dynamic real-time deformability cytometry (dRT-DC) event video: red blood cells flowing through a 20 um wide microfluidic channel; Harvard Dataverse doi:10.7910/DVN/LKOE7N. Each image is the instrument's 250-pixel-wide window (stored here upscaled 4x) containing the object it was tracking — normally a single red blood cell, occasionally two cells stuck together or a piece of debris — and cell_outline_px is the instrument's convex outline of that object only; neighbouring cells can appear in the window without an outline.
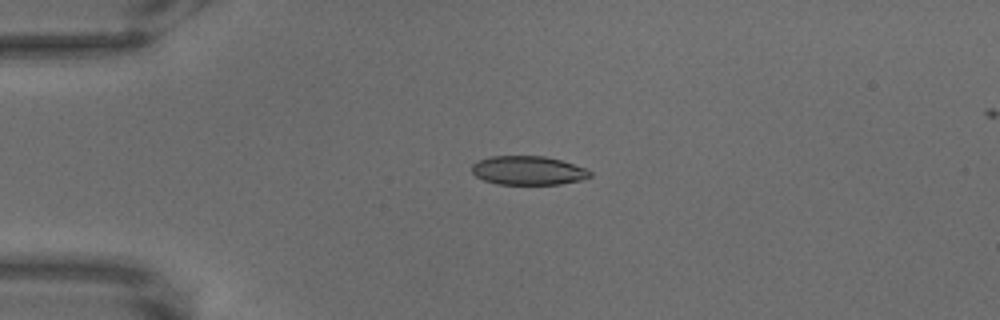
{"species": "common noctule bat (a hibernating species)", "species_latin": "Nyctalus noctula", "temperature_condition": "warm", "stored_images_in_passage": 52, "camera_frame_rate_fps": 3000, "um_per_image_px": 0.085, "animal": {"sex": "male", "body_mass_g": 18.8}, "frame": {"image": 1, "passage_image": 1, "time_ms": 0.0, "image_size_px": [1000, 320], "cell_outline_px": [[592, 176], [580, 180], [560, 184], [496, 184], [484, 180], [476, 176], [472, 172], [472, 164], [476, 160], [492, 156], [544, 156], [560, 160], [584, 168], [592, 172]], "centroid_in_image_um": [44.86, 14.49], "position_along_channel_um": 40.1, "area_um2": 19.83}}
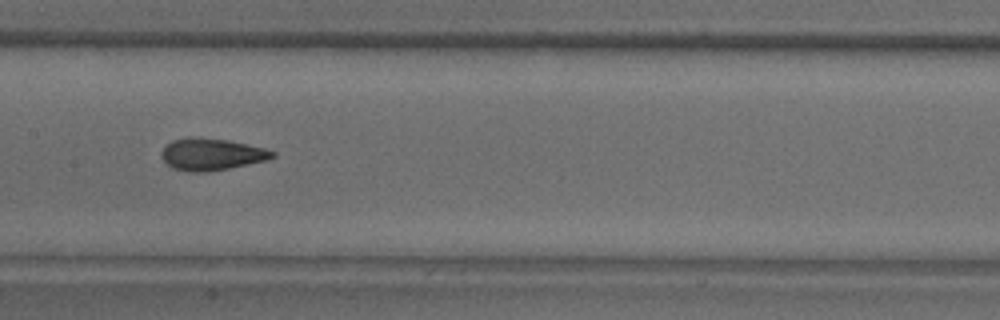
{"frame": {"image": 2, "passage_image": 19, "time_ms": 6.0, "image_size_px": [1000, 320], "cell_outline_px": [[276, 156], [268, 160], [208, 172], [188, 172], [172, 168], [160, 156], [160, 152], [172, 140], [188, 136], [200, 136], [228, 140], [264, 148], [276, 152]], "centroid_in_image_um": [17.96, 13.1], "position_along_channel_um": 189.4, "area_um2": 20.87}}
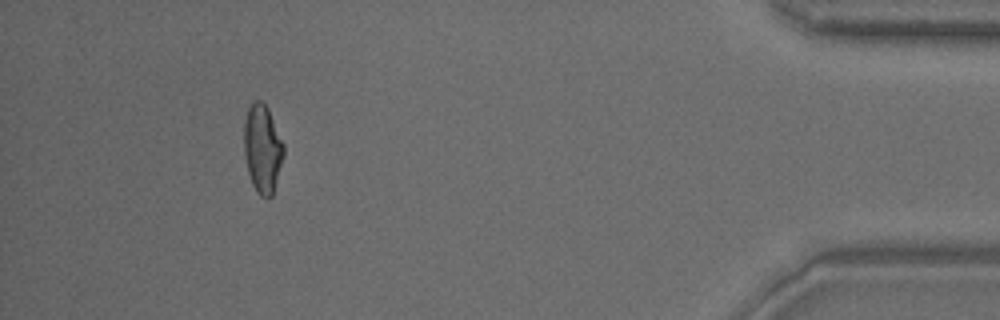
{"frame": {"image": 3, "passage_image": 47, "time_ms": 15.333, "image_size_px": [1000, 320], "cell_outline_px": [[284, 156], [272, 196], [268, 200], [260, 196], [256, 192], [252, 184], [248, 172], [244, 152], [244, 120], [248, 108], [256, 100], [260, 100], [268, 108], [284, 144]], "centroid_in_image_um": [22.31, 12.67], "position_along_channel_um": 412.9, "area_um2": 20.52}}